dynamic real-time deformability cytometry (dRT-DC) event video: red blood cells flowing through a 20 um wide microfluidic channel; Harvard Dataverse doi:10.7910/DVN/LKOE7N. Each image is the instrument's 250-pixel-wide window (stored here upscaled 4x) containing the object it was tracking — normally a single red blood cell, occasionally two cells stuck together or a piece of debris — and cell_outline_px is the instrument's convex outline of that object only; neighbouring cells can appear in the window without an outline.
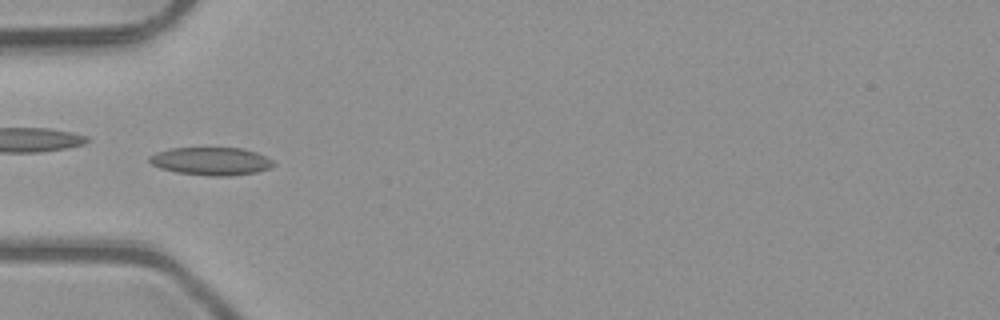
{"species": "common noctule bat (a hibernating species)", "species_latin": "Nyctalus noctula", "temperature_condition": "room temperature", "stored_images_in_passage": 4, "camera_frame_rate_fps": 3000, "um_per_image_px": 0.085, "animal": {"sex": "male", "body_mass_g": 23.1, "forearm_length_mm": 52.7}, "frame": {"image": 1, "passage_image": 4, "time_ms": 1.0, "image_size_px": [1000, 320], "cell_outline_px": [[276, 164], [268, 168], [256, 172], [228, 176], [208, 176], [176, 172], [160, 168], [152, 164], [148, 160], [148, 156], [156, 152], [172, 148], [240, 148], [256, 152], [272, 160]], "centroid_in_image_um": [17.91, 13.7], "position_along_channel_um": 67.1, "area_um2": 20.11}}